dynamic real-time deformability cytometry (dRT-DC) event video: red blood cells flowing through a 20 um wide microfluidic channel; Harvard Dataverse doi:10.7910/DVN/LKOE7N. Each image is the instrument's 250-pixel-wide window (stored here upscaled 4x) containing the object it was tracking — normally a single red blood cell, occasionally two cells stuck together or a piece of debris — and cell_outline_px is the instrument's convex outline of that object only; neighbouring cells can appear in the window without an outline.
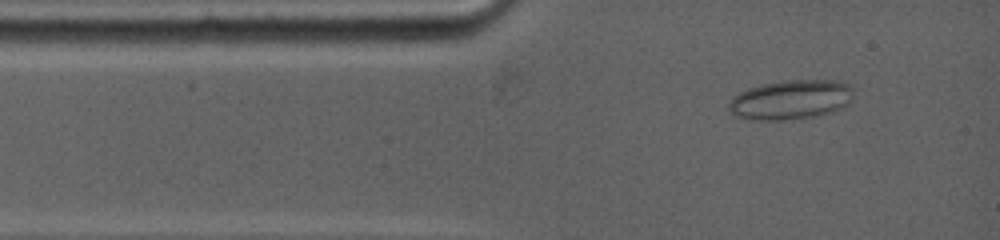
{"species": "common noctule bat (a hibernating species)", "species_latin": "Nyctalus noctula", "temperature_condition": "warm", "stored_images_in_passage": 47, "camera_frame_rate_fps": 5000, "um_per_image_px": 0.085, "animal": {"sex": "female", "body_mass_g": 19.0, "forearm_length_mm": 53.3}, "frame": {"image": 1, "passage_image": 3, "time_ms": 0.8, "image_size_px": [1000, 240], "cell_outline_px": [[852, 100], [848, 104], [840, 108], [816, 116], [784, 120], [752, 120], [732, 116], [728, 108], [728, 104], [732, 96], [748, 88], [760, 84], [784, 80], [844, 80], [852, 88]], "centroid_in_image_um": [67.18, 8.47], "position_along_channel_um": 17.8, "area_um2": 29.07}}
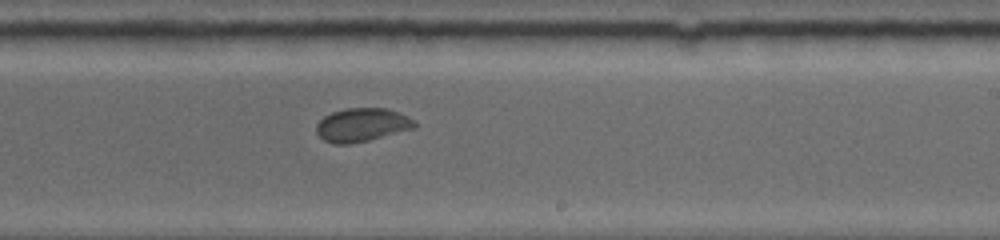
{"frame": {"image": 2, "passage_image": 24, "time_ms": 7.6, "image_size_px": [1000, 240], "cell_outline_px": [[416, 128], [368, 140], [348, 144], [332, 144], [324, 140], [316, 132], [316, 124], [324, 116], [332, 112], [344, 108], [388, 108], [412, 120], [416, 124]], "centroid_in_image_um": [30.72, 10.62], "position_along_channel_um": 258.3, "area_um2": 19.02}}
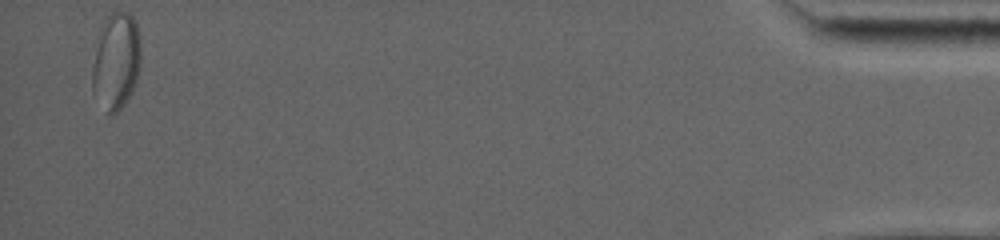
{"frame": {"image": 3, "passage_image": 47, "time_ms": 15.4, "image_size_px": [1000, 240], "cell_outline_px": [[140, 64], [136, 80], [132, 92], [124, 104], [112, 116], [108, 112], [92, 92], [92, 68], [96, 48], [104, 16], [112, 12], [128, 12], [136, 20], [140, 36]], "centroid_in_image_um": [9.88, 5.16], "position_along_channel_um": 425.3, "area_um2": 27.4}, "authors_computed_cell_mechanics": {"area_um2": 20.7502, "velocity_mm_per_s": 3.8563, "shape_relaxation_time_tau1_ms": 7.4263, "shape_relaxation_time_tau2_ms": 0.9203, "deformation_change_tau1": 0.1115, "deformation_change_tau2": 0.0355}}